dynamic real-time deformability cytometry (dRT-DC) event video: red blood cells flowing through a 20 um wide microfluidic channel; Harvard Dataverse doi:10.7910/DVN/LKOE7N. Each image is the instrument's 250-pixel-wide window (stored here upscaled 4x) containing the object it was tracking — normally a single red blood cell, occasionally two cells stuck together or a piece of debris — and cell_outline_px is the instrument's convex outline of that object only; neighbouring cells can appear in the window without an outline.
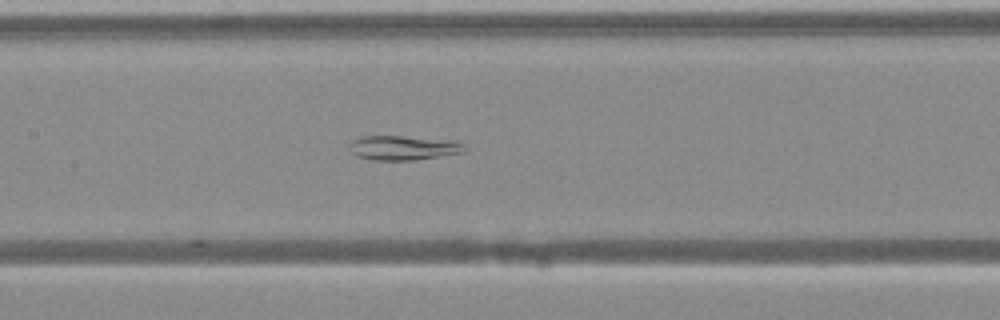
{"species": "Egyptian fruit bat (a non-hibernating species)", "species_latin": "Rousettus aegyptiacus", "temperature_condition": "warm", "stored_images_in_passage": 39, "segment_of_instrument_passage": [2, 2], "camera_frame_rate_fps": 3000, "um_per_image_px": 0.085, "animal": {"sex": "female"}, "frame": {"image": 1, "passage_image": 14, "time_ms": 4.333, "image_size_px": [1000, 320], "cell_outline_px": [[464, 152], [416, 160], [372, 160], [356, 156], [352, 152], [348, 144], [352, 140], [360, 136], [400, 136], [452, 140], [464, 144]], "centroid_in_image_um": [34.24, 12.56], "position_along_channel_um": 173.2, "area_um2": 16.42}}
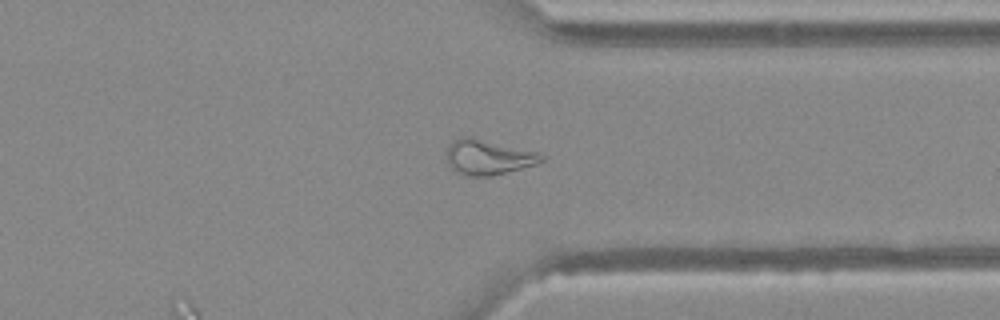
{"frame": {"image": 2, "passage_image": 28, "time_ms": 9.0, "image_size_px": [1000, 320], "cell_outline_px": [[544, 160], [536, 164], [492, 176], [468, 176], [456, 172], [448, 164], [444, 152], [448, 144], [452, 140], [464, 136], [468, 136], [536, 152], [544, 156]], "centroid_in_image_um": [41.41, 13.36], "position_along_channel_um": 370.0, "area_um2": 19.36}}
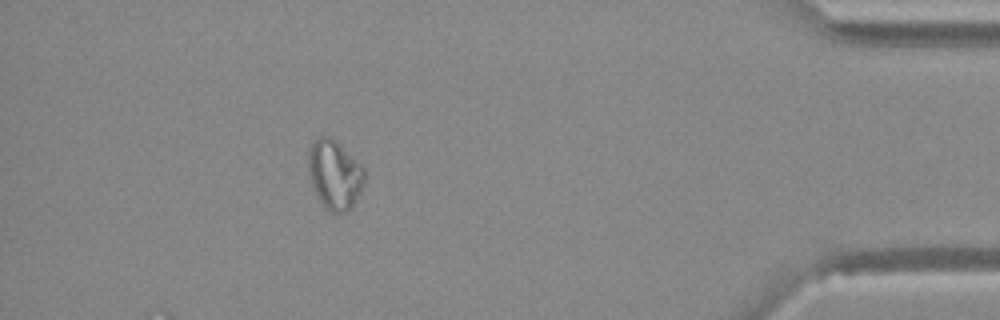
{"frame": {"image": 3, "passage_image": 34, "time_ms": 11.0, "image_size_px": [1000, 320], "cell_outline_px": [[364, 184], [352, 208], [344, 212], [332, 212], [320, 200], [312, 184], [308, 172], [308, 152], [312, 144], [320, 136], [332, 136], [364, 168]], "centroid_in_image_um": [28.45, 14.82], "position_along_channel_um": 406.7, "area_um2": 22.31}}